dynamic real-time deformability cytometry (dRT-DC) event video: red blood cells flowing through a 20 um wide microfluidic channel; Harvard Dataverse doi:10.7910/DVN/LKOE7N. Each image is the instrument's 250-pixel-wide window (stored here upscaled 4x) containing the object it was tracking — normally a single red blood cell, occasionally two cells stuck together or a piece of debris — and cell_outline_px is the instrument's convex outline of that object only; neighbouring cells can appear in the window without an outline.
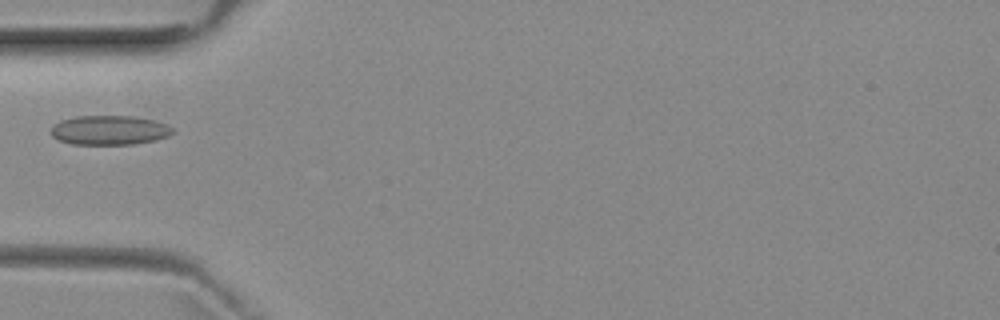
{"species": "common noctule bat (a hibernating species)", "species_latin": "Nyctalus noctula", "temperature_condition": "room temperature", "stored_images_in_passage": 3, "camera_frame_rate_fps": 3000, "um_per_image_px": 0.085, "animal": {"sex": "female", "body_mass_g": 29.2, "forearm_length_mm": 56.3}, "frame": {"image": 1, "passage_image": 2, "time_ms": 1.333, "image_size_px": [1000, 320], "cell_outline_px": [[176, 132], [168, 136], [156, 140], [132, 144], [72, 144], [60, 140], [52, 136], [52, 124], [60, 120], [76, 116], [132, 116], [152, 120], [168, 124]], "centroid_in_image_um": [9.31, 11.06], "position_along_channel_um": 75.7, "area_um2": 20.87}}
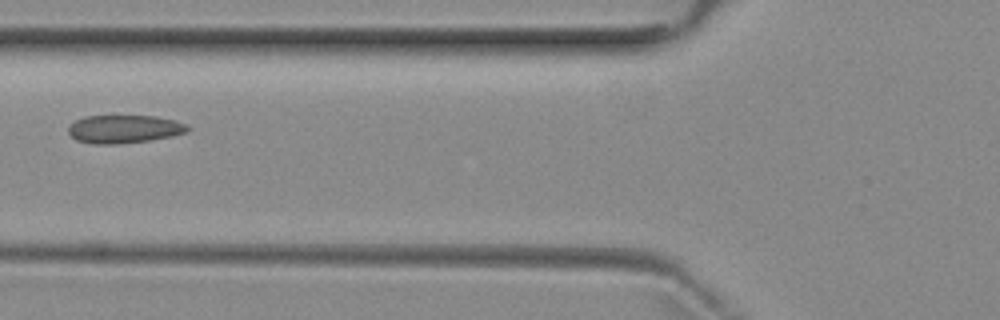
{"frame": {"image": 2, "passage_image": 3, "time_ms": 2.333, "image_size_px": [1000, 320], "cell_outline_px": [[188, 132], [172, 136], [148, 140], [116, 144], [92, 144], [76, 140], [68, 132], [68, 128], [76, 120], [84, 116], [156, 116], [188, 124]], "centroid_in_image_um": [10.55, 10.97], "position_along_channel_um": 115.3, "area_um2": 19.42}}